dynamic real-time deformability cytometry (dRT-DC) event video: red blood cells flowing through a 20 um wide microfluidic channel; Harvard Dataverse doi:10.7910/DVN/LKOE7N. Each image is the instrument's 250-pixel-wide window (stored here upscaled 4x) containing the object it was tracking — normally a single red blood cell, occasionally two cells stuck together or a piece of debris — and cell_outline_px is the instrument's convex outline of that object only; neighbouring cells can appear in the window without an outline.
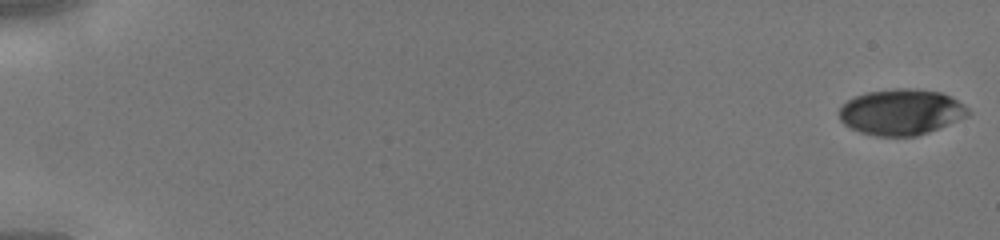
{"species": "human", "species_latin": "Homo sapiens", "temperature_condition": "cold", "stored_images_in_passage": 45, "camera_frame_rate_fps": 3000, "um_per_image_px": 0.085, "donor": {"sex": "male"}, "frame": {"image": 1, "passage_image": 1, "time_ms": 0.0, "image_size_px": [1000, 240], "cell_outline_px": [[968, 116], [928, 132], [916, 136], [876, 136], [860, 132], [844, 124], [840, 120], [840, 108], [848, 100], [856, 96], [868, 92], [896, 88], [912, 88], [940, 92], [964, 104], [968, 108]], "centroid_in_image_um": [76.59, 9.52], "position_along_channel_um": 8.4, "area_um2": 34.1}}
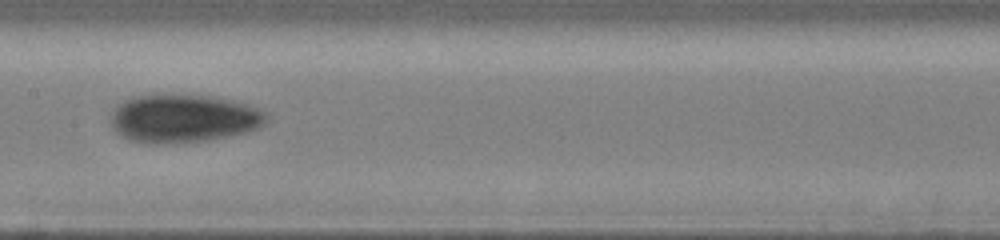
{"frame": {"image": 2, "passage_image": 25, "time_ms": 8.0, "image_size_px": [1000, 240], "cell_outline_px": [[268, 120], [260, 128], [248, 132], [208, 140], [172, 144], [148, 144], [128, 140], [116, 132], [112, 128], [112, 112], [124, 100], [132, 96], [212, 96], [236, 100], [260, 108], [268, 112]], "centroid_in_image_um": [15.66, 10.1], "position_along_channel_um": 191.7, "area_um2": 43.99}}
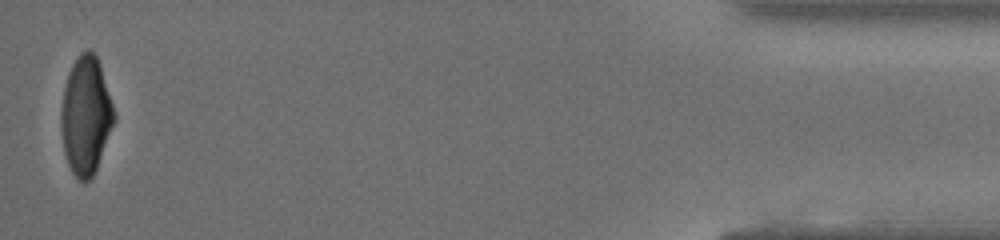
{"frame": {"image": 3, "passage_image": 45, "time_ms": 14.667, "image_size_px": [1000, 240], "cell_outline_px": [[116, 120], [96, 168], [92, 176], [84, 184], [72, 172], [68, 164], [64, 152], [60, 128], [60, 112], [64, 88], [68, 72], [76, 56], [80, 52], [88, 48], [96, 56], [100, 64], [116, 116]], "centroid_in_image_um": [7.28, 9.8], "position_along_channel_um": 427.9, "area_um2": 36.59}}